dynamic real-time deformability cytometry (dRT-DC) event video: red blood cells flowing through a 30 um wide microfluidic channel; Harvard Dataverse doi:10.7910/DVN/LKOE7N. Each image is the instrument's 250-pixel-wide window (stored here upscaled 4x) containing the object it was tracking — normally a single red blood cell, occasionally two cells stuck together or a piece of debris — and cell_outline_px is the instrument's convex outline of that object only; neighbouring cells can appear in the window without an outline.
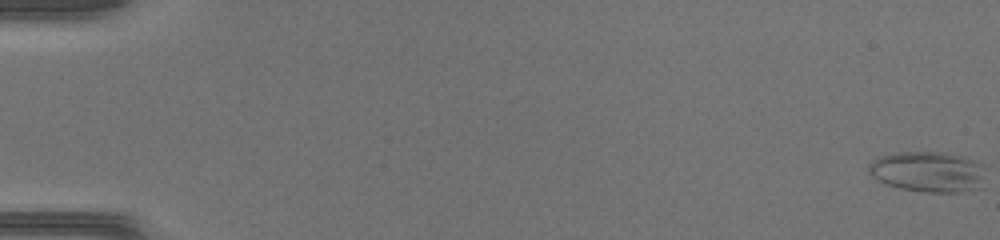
{"species": "common noctule bat (a hibernating species)", "species_latin": "Nyctalus noctula", "temperature_condition": "warm", "stored_images_in_passage": 7, "camera_frame_rate_fps": 3000, "um_per_image_px": 0.085, "animal": {"sex": "female", "body_mass_g": 17.0, "forearm_length_mm": 48.0}, "frame": {"image": 1, "passage_image": 1, "time_ms": 0.0, "image_size_px": [1000, 240], "cell_outline_px": [[980, 188], [960, 192], [924, 192], [900, 188], [888, 184], [872, 176], [868, 172], [868, 164], [872, 160], [880, 156], [900, 152], [936, 152], [960, 156], [972, 160], [976, 164], [980, 176]], "centroid_in_image_um": [78.75, 14.6], "position_along_channel_um": 6.2, "area_um2": 26.7}}